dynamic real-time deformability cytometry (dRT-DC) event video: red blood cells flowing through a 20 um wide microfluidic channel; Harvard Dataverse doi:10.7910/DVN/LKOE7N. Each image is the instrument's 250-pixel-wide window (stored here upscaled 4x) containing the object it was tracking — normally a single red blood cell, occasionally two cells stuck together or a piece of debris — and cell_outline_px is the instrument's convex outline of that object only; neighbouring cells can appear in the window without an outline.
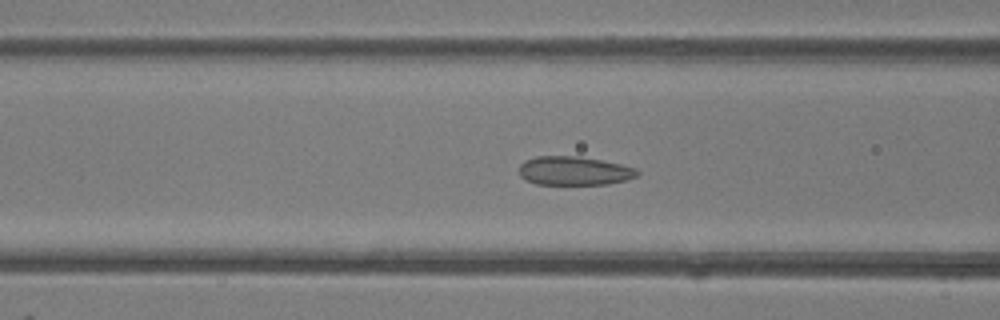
{"species": "common noctule bat (a hibernating species)", "species_latin": "Nyctalus noctula", "temperature_condition": "room temperature", "stored_images_in_passage": 48, "camera_frame_rate_fps": 3000, "um_per_image_px": 0.085, "animal": {"sex": "female"}, "frame": {"image": 1, "passage_image": 19, "time_ms": 6.0, "image_size_px": [1000, 320], "cell_outline_px": [[640, 172], [636, 176], [628, 180], [608, 184], [536, 184], [524, 180], [520, 176], [520, 164], [524, 160], [536, 156], [580, 156], [620, 164], [636, 168]], "centroid_in_image_um": [48.79, 14.52], "position_along_channel_um": 117.8, "area_um2": 19.94}}
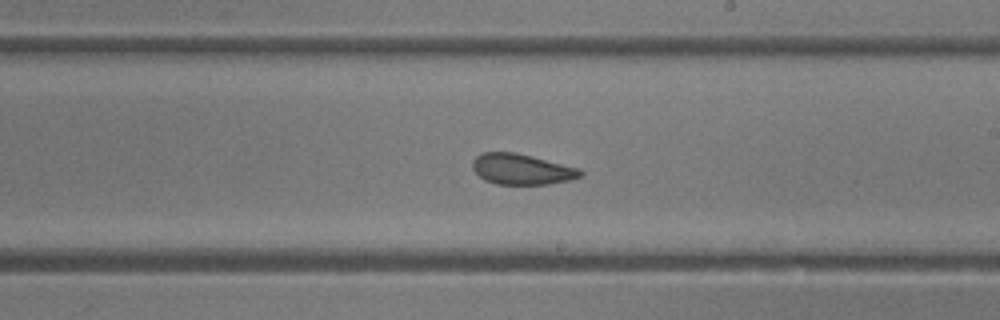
{"frame": {"image": 2, "passage_image": 28, "time_ms": 9.0, "image_size_px": [1000, 320], "cell_outline_px": [[584, 176], [568, 180], [548, 184], [496, 184], [484, 180], [472, 168], [472, 160], [480, 152], [516, 152], [580, 168], [584, 172]], "centroid_in_image_um": [44.35, 14.37], "position_along_channel_um": 244.7, "area_um2": 19.42}}
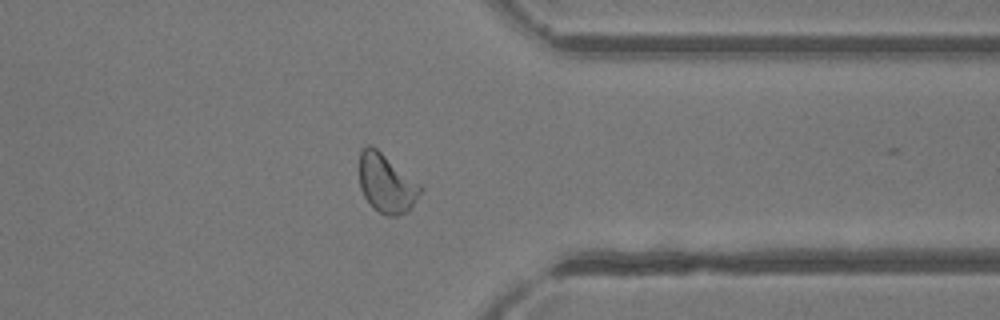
{"frame": {"image": 3, "passage_image": 38, "time_ms": 12.333, "image_size_px": [1000, 320], "cell_outline_px": [[424, 188], [412, 204], [404, 212], [396, 216], [388, 216], [372, 208], [364, 196], [360, 188], [360, 152], [368, 144], [372, 144], [420, 184]], "centroid_in_image_um": [32.82, 15.57], "position_along_channel_um": 378.6, "area_um2": 20.63}, "authors_computed_cell_mechanics": {"area_um2": 21.0681, "velocity_mm_per_s": 4.2367, "shape_relaxation_time_tau1_ms": null, "shape_relaxation_time_tau2_ms": 1.2421, "deformation_change_tau1": null, "deformation_change_tau2": 0.0818}}